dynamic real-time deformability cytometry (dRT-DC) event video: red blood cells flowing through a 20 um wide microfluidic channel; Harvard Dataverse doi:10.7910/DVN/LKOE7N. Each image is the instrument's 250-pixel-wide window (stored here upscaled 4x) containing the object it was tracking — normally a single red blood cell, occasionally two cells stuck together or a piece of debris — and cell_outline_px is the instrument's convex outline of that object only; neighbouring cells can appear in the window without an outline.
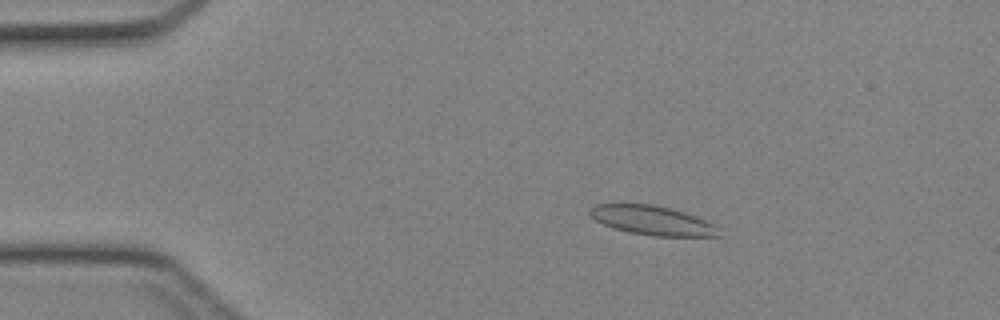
{"species": "Egyptian fruit bat (a non-hibernating species)", "species_latin": "Rousettus aegyptiacus", "temperature_condition": "cold", "stored_images_in_passage": 41, "camera_frame_rate_fps": 3000, "um_per_image_px": 0.085, "animal": {"sex": "female"}, "frame": {"image": 1, "passage_image": 5, "time_ms": 1.333, "image_size_px": [1000, 320], "cell_outline_px": [[720, 236], [652, 236], [628, 232], [612, 228], [596, 220], [588, 212], [596, 204], [652, 204], [684, 212], [696, 216], [716, 224]], "centroid_in_image_um": [55.46, 18.74], "position_along_channel_um": 29.5, "area_um2": 21.85}}
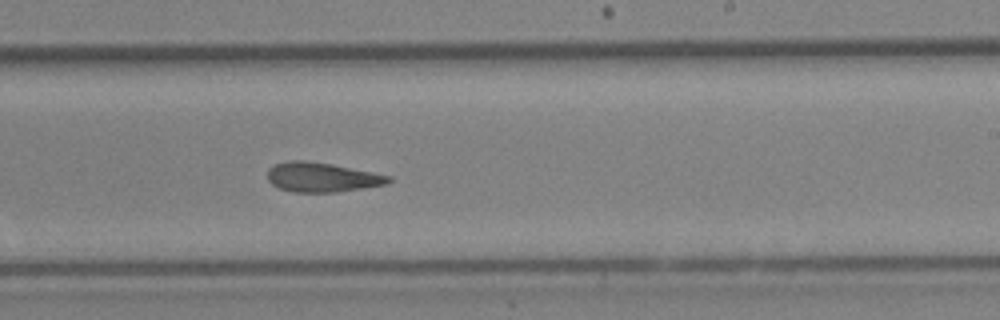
{"frame": {"image": 2, "passage_image": 24, "time_ms": 7.667, "image_size_px": [1000, 320], "cell_outline_px": [[392, 180], [388, 184], [336, 192], [296, 192], [280, 188], [272, 184], [268, 180], [268, 168], [276, 164], [288, 160], [304, 160], [332, 164], [392, 176]], "centroid_in_image_um": [27.38, 15.06], "position_along_channel_um": 261.6, "area_um2": 20.75}}
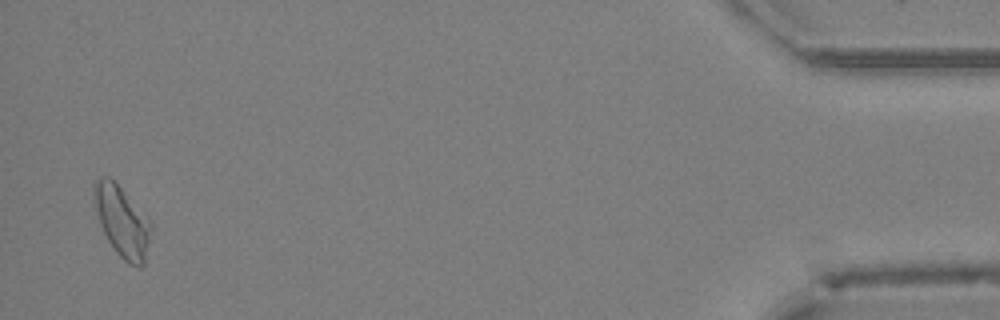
{"frame": {"image": 3, "passage_image": 40, "time_ms": 13.0, "image_size_px": [1000, 320], "cell_outline_px": [[152, 228], [144, 264], [140, 268], [128, 264], [116, 252], [108, 240], [100, 224], [92, 192], [92, 184], [100, 176], [108, 176], [120, 188], [148, 220]], "centroid_in_image_um": [10.35, 18.85], "position_along_channel_um": 424.9, "area_um2": 22.89}}